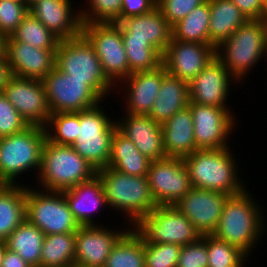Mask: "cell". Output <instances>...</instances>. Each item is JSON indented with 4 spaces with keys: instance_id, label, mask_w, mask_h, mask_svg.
<instances>
[{
    "instance_id": "1",
    "label": "cell",
    "mask_w": 267,
    "mask_h": 267,
    "mask_svg": "<svg viewBox=\"0 0 267 267\" xmlns=\"http://www.w3.org/2000/svg\"><path fill=\"white\" fill-rule=\"evenodd\" d=\"M247 190L246 188L227 198L218 226L212 235L250 255V251L256 247L255 244L259 243V238L265 234L263 230L267 229L260 205Z\"/></svg>"
},
{
    "instance_id": "2",
    "label": "cell",
    "mask_w": 267,
    "mask_h": 267,
    "mask_svg": "<svg viewBox=\"0 0 267 267\" xmlns=\"http://www.w3.org/2000/svg\"><path fill=\"white\" fill-rule=\"evenodd\" d=\"M232 155L230 148L227 147L197 149L185 156L183 160L192 187L218 191L229 196L243 192L246 187L237 173L239 171L236 166L237 161Z\"/></svg>"
},
{
    "instance_id": "3",
    "label": "cell",
    "mask_w": 267,
    "mask_h": 267,
    "mask_svg": "<svg viewBox=\"0 0 267 267\" xmlns=\"http://www.w3.org/2000/svg\"><path fill=\"white\" fill-rule=\"evenodd\" d=\"M107 205L125 214L134 227L156 204L145 176H131L111 167L97 170Z\"/></svg>"
},
{
    "instance_id": "4",
    "label": "cell",
    "mask_w": 267,
    "mask_h": 267,
    "mask_svg": "<svg viewBox=\"0 0 267 267\" xmlns=\"http://www.w3.org/2000/svg\"><path fill=\"white\" fill-rule=\"evenodd\" d=\"M267 56V23L247 20L215 48V56L238 82Z\"/></svg>"
},
{
    "instance_id": "5",
    "label": "cell",
    "mask_w": 267,
    "mask_h": 267,
    "mask_svg": "<svg viewBox=\"0 0 267 267\" xmlns=\"http://www.w3.org/2000/svg\"><path fill=\"white\" fill-rule=\"evenodd\" d=\"M96 174L97 170L72 145L56 144L47 139L44 142L38 173L42 190L63 191L92 179Z\"/></svg>"
},
{
    "instance_id": "6",
    "label": "cell",
    "mask_w": 267,
    "mask_h": 267,
    "mask_svg": "<svg viewBox=\"0 0 267 267\" xmlns=\"http://www.w3.org/2000/svg\"><path fill=\"white\" fill-rule=\"evenodd\" d=\"M55 67L73 79L85 81V84L102 101L109 95L112 88L116 90L104 74L92 45L82 34L59 41Z\"/></svg>"
},
{
    "instance_id": "7",
    "label": "cell",
    "mask_w": 267,
    "mask_h": 267,
    "mask_svg": "<svg viewBox=\"0 0 267 267\" xmlns=\"http://www.w3.org/2000/svg\"><path fill=\"white\" fill-rule=\"evenodd\" d=\"M46 141L43 126L30 125L22 132L0 138V184L16 185L18 176L40 171Z\"/></svg>"
},
{
    "instance_id": "8",
    "label": "cell",
    "mask_w": 267,
    "mask_h": 267,
    "mask_svg": "<svg viewBox=\"0 0 267 267\" xmlns=\"http://www.w3.org/2000/svg\"><path fill=\"white\" fill-rule=\"evenodd\" d=\"M99 104L80 111L78 137L72 145L75 151L96 170L108 167L111 143L116 121H113Z\"/></svg>"
},
{
    "instance_id": "9",
    "label": "cell",
    "mask_w": 267,
    "mask_h": 267,
    "mask_svg": "<svg viewBox=\"0 0 267 267\" xmlns=\"http://www.w3.org/2000/svg\"><path fill=\"white\" fill-rule=\"evenodd\" d=\"M33 189L26 186V220L29 223L45 235L75 233L80 228L62 191Z\"/></svg>"
},
{
    "instance_id": "10",
    "label": "cell",
    "mask_w": 267,
    "mask_h": 267,
    "mask_svg": "<svg viewBox=\"0 0 267 267\" xmlns=\"http://www.w3.org/2000/svg\"><path fill=\"white\" fill-rule=\"evenodd\" d=\"M148 243L185 246L202 235L174 205H158L133 227Z\"/></svg>"
},
{
    "instance_id": "11",
    "label": "cell",
    "mask_w": 267,
    "mask_h": 267,
    "mask_svg": "<svg viewBox=\"0 0 267 267\" xmlns=\"http://www.w3.org/2000/svg\"><path fill=\"white\" fill-rule=\"evenodd\" d=\"M81 34L92 45L107 79L117 88V83L132 73L120 26L117 23H84Z\"/></svg>"
},
{
    "instance_id": "12",
    "label": "cell",
    "mask_w": 267,
    "mask_h": 267,
    "mask_svg": "<svg viewBox=\"0 0 267 267\" xmlns=\"http://www.w3.org/2000/svg\"><path fill=\"white\" fill-rule=\"evenodd\" d=\"M51 114L80 112L103 101L85 84L56 67L42 79Z\"/></svg>"
},
{
    "instance_id": "13",
    "label": "cell",
    "mask_w": 267,
    "mask_h": 267,
    "mask_svg": "<svg viewBox=\"0 0 267 267\" xmlns=\"http://www.w3.org/2000/svg\"><path fill=\"white\" fill-rule=\"evenodd\" d=\"M147 180L157 205H175L192 188L183 158L151 161Z\"/></svg>"
},
{
    "instance_id": "14",
    "label": "cell",
    "mask_w": 267,
    "mask_h": 267,
    "mask_svg": "<svg viewBox=\"0 0 267 267\" xmlns=\"http://www.w3.org/2000/svg\"><path fill=\"white\" fill-rule=\"evenodd\" d=\"M194 123V139L198 149L227 148L229 134L236 128L235 116L230 108L201 105L190 102Z\"/></svg>"
},
{
    "instance_id": "15",
    "label": "cell",
    "mask_w": 267,
    "mask_h": 267,
    "mask_svg": "<svg viewBox=\"0 0 267 267\" xmlns=\"http://www.w3.org/2000/svg\"><path fill=\"white\" fill-rule=\"evenodd\" d=\"M2 93L29 125H46L51 112L42 80L13 75Z\"/></svg>"
},
{
    "instance_id": "16",
    "label": "cell",
    "mask_w": 267,
    "mask_h": 267,
    "mask_svg": "<svg viewBox=\"0 0 267 267\" xmlns=\"http://www.w3.org/2000/svg\"><path fill=\"white\" fill-rule=\"evenodd\" d=\"M228 197L229 195L222 192L192 187L174 206L190 220L201 235H212Z\"/></svg>"
},
{
    "instance_id": "17",
    "label": "cell",
    "mask_w": 267,
    "mask_h": 267,
    "mask_svg": "<svg viewBox=\"0 0 267 267\" xmlns=\"http://www.w3.org/2000/svg\"><path fill=\"white\" fill-rule=\"evenodd\" d=\"M215 57V47L209 43L172 41L162 55V64L174 77L190 82Z\"/></svg>"
},
{
    "instance_id": "18",
    "label": "cell",
    "mask_w": 267,
    "mask_h": 267,
    "mask_svg": "<svg viewBox=\"0 0 267 267\" xmlns=\"http://www.w3.org/2000/svg\"><path fill=\"white\" fill-rule=\"evenodd\" d=\"M100 224L80 226L75 232L76 256L74 267H104L111 249L128 231L110 230ZM115 231V232H114Z\"/></svg>"
},
{
    "instance_id": "19",
    "label": "cell",
    "mask_w": 267,
    "mask_h": 267,
    "mask_svg": "<svg viewBox=\"0 0 267 267\" xmlns=\"http://www.w3.org/2000/svg\"><path fill=\"white\" fill-rule=\"evenodd\" d=\"M236 79L215 56L189 85L190 102L228 108L230 84ZM231 82V83H230Z\"/></svg>"
},
{
    "instance_id": "20",
    "label": "cell",
    "mask_w": 267,
    "mask_h": 267,
    "mask_svg": "<svg viewBox=\"0 0 267 267\" xmlns=\"http://www.w3.org/2000/svg\"><path fill=\"white\" fill-rule=\"evenodd\" d=\"M56 50L34 47L8 36L6 55L14 76L42 80L55 68Z\"/></svg>"
},
{
    "instance_id": "21",
    "label": "cell",
    "mask_w": 267,
    "mask_h": 267,
    "mask_svg": "<svg viewBox=\"0 0 267 267\" xmlns=\"http://www.w3.org/2000/svg\"><path fill=\"white\" fill-rule=\"evenodd\" d=\"M121 120H116L117 130L128 138L149 160L166 158L161 124L149 115L124 113ZM127 115V116H126Z\"/></svg>"
},
{
    "instance_id": "22",
    "label": "cell",
    "mask_w": 267,
    "mask_h": 267,
    "mask_svg": "<svg viewBox=\"0 0 267 267\" xmlns=\"http://www.w3.org/2000/svg\"><path fill=\"white\" fill-rule=\"evenodd\" d=\"M70 2L39 0L29 7V12L60 40H67L81 35L83 25L80 11L74 13Z\"/></svg>"
},
{
    "instance_id": "23",
    "label": "cell",
    "mask_w": 267,
    "mask_h": 267,
    "mask_svg": "<svg viewBox=\"0 0 267 267\" xmlns=\"http://www.w3.org/2000/svg\"><path fill=\"white\" fill-rule=\"evenodd\" d=\"M163 80V64L153 70L133 72L122 81L125 85L126 113L149 115ZM128 86V87H127ZM127 104V105H126Z\"/></svg>"
},
{
    "instance_id": "24",
    "label": "cell",
    "mask_w": 267,
    "mask_h": 267,
    "mask_svg": "<svg viewBox=\"0 0 267 267\" xmlns=\"http://www.w3.org/2000/svg\"><path fill=\"white\" fill-rule=\"evenodd\" d=\"M117 24L122 39L149 40L162 54L173 38L172 26L158 7L147 14L123 19Z\"/></svg>"
},
{
    "instance_id": "25",
    "label": "cell",
    "mask_w": 267,
    "mask_h": 267,
    "mask_svg": "<svg viewBox=\"0 0 267 267\" xmlns=\"http://www.w3.org/2000/svg\"><path fill=\"white\" fill-rule=\"evenodd\" d=\"M80 226L99 225L92 215L107 206L101 179L96 174L92 179L62 191Z\"/></svg>"
},
{
    "instance_id": "26",
    "label": "cell",
    "mask_w": 267,
    "mask_h": 267,
    "mask_svg": "<svg viewBox=\"0 0 267 267\" xmlns=\"http://www.w3.org/2000/svg\"><path fill=\"white\" fill-rule=\"evenodd\" d=\"M166 157L184 158L198 148L194 139V123L190 107L177 111L161 125Z\"/></svg>"
},
{
    "instance_id": "27",
    "label": "cell",
    "mask_w": 267,
    "mask_h": 267,
    "mask_svg": "<svg viewBox=\"0 0 267 267\" xmlns=\"http://www.w3.org/2000/svg\"><path fill=\"white\" fill-rule=\"evenodd\" d=\"M189 103L188 82L169 74L163 66V80L149 116L162 125Z\"/></svg>"
},
{
    "instance_id": "28",
    "label": "cell",
    "mask_w": 267,
    "mask_h": 267,
    "mask_svg": "<svg viewBox=\"0 0 267 267\" xmlns=\"http://www.w3.org/2000/svg\"><path fill=\"white\" fill-rule=\"evenodd\" d=\"M209 44L215 48L248 19L231 0H209Z\"/></svg>"
},
{
    "instance_id": "29",
    "label": "cell",
    "mask_w": 267,
    "mask_h": 267,
    "mask_svg": "<svg viewBox=\"0 0 267 267\" xmlns=\"http://www.w3.org/2000/svg\"><path fill=\"white\" fill-rule=\"evenodd\" d=\"M151 160L117 129L114 132L108 167L131 176L147 177Z\"/></svg>"
},
{
    "instance_id": "30",
    "label": "cell",
    "mask_w": 267,
    "mask_h": 267,
    "mask_svg": "<svg viewBox=\"0 0 267 267\" xmlns=\"http://www.w3.org/2000/svg\"><path fill=\"white\" fill-rule=\"evenodd\" d=\"M26 220V187L0 184V239L7 237Z\"/></svg>"
},
{
    "instance_id": "31",
    "label": "cell",
    "mask_w": 267,
    "mask_h": 267,
    "mask_svg": "<svg viewBox=\"0 0 267 267\" xmlns=\"http://www.w3.org/2000/svg\"><path fill=\"white\" fill-rule=\"evenodd\" d=\"M45 234L27 220L22 222L6 239L7 248L16 252L32 267H40Z\"/></svg>"
},
{
    "instance_id": "32",
    "label": "cell",
    "mask_w": 267,
    "mask_h": 267,
    "mask_svg": "<svg viewBox=\"0 0 267 267\" xmlns=\"http://www.w3.org/2000/svg\"><path fill=\"white\" fill-rule=\"evenodd\" d=\"M130 228L111 249L104 267H145L144 239Z\"/></svg>"
},
{
    "instance_id": "33",
    "label": "cell",
    "mask_w": 267,
    "mask_h": 267,
    "mask_svg": "<svg viewBox=\"0 0 267 267\" xmlns=\"http://www.w3.org/2000/svg\"><path fill=\"white\" fill-rule=\"evenodd\" d=\"M75 233L45 235L40 267H74Z\"/></svg>"
},
{
    "instance_id": "34",
    "label": "cell",
    "mask_w": 267,
    "mask_h": 267,
    "mask_svg": "<svg viewBox=\"0 0 267 267\" xmlns=\"http://www.w3.org/2000/svg\"><path fill=\"white\" fill-rule=\"evenodd\" d=\"M209 0L194 8L189 15L172 26L173 39L184 42L209 43Z\"/></svg>"
},
{
    "instance_id": "35",
    "label": "cell",
    "mask_w": 267,
    "mask_h": 267,
    "mask_svg": "<svg viewBox=\"0 0 267 267\" xmlns=\"http://www.w3.org/2000/svg\"><path fill=\"white\" fill-rule=\"evenodd\" d=\"M130 71L153 70L162 65V53L149 41L122 39Z\"/></svg>"
},
{
    "instance_id": "36",
    "label": "cell",
    "mask_w": 267,
    "mask_h": 267,
    "mask_svg": "<svg viewBox=\"0 0 267 267\" xmlns=\"http://www.w3.org/2000/svg\"><path fill=\"white\" fill-rule=\"evenodd\" d=\"M11 37L18 42L28 43L41 49H57L60 41L30 12L22 19Z\"/></svg>"
},
{
    "instance_id": "37",
    "label": "cell",
    "mask_w": 267,
    "mask_h": 267,
    "mask_svg": "<svg viewBox=\"0 0 267 267\" xmlns=\"http://www.w3.org/2000/svg\"><path fill=\"white\" fill-rule=\"evenodd\" d=\"M78 126L80 112L51 114L44 126L46 139L56 144L73 145L78 137Z\"/></svg>"
},
{
    "instance_id": "38",
    "label": "cell",
    "mask_w": 267,
    "mask_h": 267,
    "mask_svg": "<svg viewBox=\"0 0 267 267\" xmlns=\"http://www.w3.org/2000/svg\"><path fill=\"white\" fill-rule=\"evenodd\" d=\"M208 267H244L249 257L237 246L207 235Z\"/></svg>"
},
{
    "instance_id": "39",
    "label": "cell",
    "mask_w": 267,
    "mask_h": 267,
    "mask_svg": "<svg viewBox=\"0 0 267 267\" xmlns=\"http://www.w3.org/2000/svg\"><path fill=\"white\" fill-rule=\"evenodd\" d=\"M88 9L80 10L84 23H119L123 0H87Z\"/></svg>"
},
{
    "instance_id": "40",
    "label": "cell",
    "mask_w": 267,
    "mask_h": 267,
    "mask_svg": "<svg viewBox=\"0 0 267 267\" xmlns=\"http://www.w3.org/2000/svg\"><path fill=\"white\" fill-rule=\"evenodd\" d=\"M181 245L144 240L145 267H177Z\"/></svg>"
},
{
    "instance_id": "41",
    "label": "cell",
    "mask_w": 267,
    "mask_h": 267,
    "mask_svg": "<svg viewBox=\"0 0 267 267\" xmlns=\"http://www.w3.org/2000/svg\"><path fill=\"white\" fill-rule=\"evenodd\" d=\"M30 125L0 92V138L22 132Z\"/></svg>"
},
{
    "instance_id": "42",
    "label": "cell",
    "mask_w": 267,
    "mask_h": 267,
    "mask_svg": "<svg viewBox=\"0 0 267 267\" xmlns=\"http://www.w3.org/2000/svg\"><path fill=\"white\" fill-rule=\"evenodd\" d=\"M28 13L27 5L13 0H0V31L11 36Z\"/></svg>"
},
{
    "instance_id": "43",
    "label": "cell",
    "mask_w": 267,
    "mask_h": 267,
    "mask_svg": "<svg viewBox=\"0 0 267 267\" xmlns=\"http://www.w3.org/2000/svg\"><path fill=\"white\" fill-rule=\"evenodd\" d=\"M177 267H208L207 235L181 247Z\"/></svg>"
},
{
    "instance_id": "44",
    "label": "cell",
    "mask_w": 267,
    "mask_h": 267,
    "mask_svg": "<svg viewBox=\"0 0 267 267\" xmlns=\"http://www.w3.org/2000/svg\"><path fill=\"white\" fill-rule=\"evenodd\" d=\"M207 0H157V7L163 17L173 26L190 12L205 3Z\"/></svg>"
},
{
    "instance_id": "45",
    "label": "cell",
    "mask_w": 267,
    "mask_h": 267,
    "mask_svg": "<svg viewBox=\"0 0 267 267\" xmlns=\"http://www.w3.org/2000/svg\"><path fill=\"white\" fill-rule=\"evenodd\" d=\"M157 7V0H123L120 21L147 14Z\"/></svg>"
},
{
    "instance_id": "46",
    "label": "cell",
    "mask_w": 267,
    "mask_h": 267,
    "mask_svg": "<svg viewBox=\"0 0 267 267\" xmlns=\"http://www.w3.org/2000/svg\"><path fill=\"white\" fill-rule=\"evenodd\" d=\"M248 20H263L265 0H231Z\"/></svg>"
},
{
    "instance_id": "47",
    "label": "cell",
    "mask_w": 267,
    "mask_h": 267,
    "mask_svg": "<svg viewBox=\"0 0 267 267\" xmlns=\"http://www.w3.org/2000/svg\"><path fill=\"white\" fill-rule=\"evenodd\" d=\"M2 267H32L16 252L7 248L2 262Z\"/></svg>"
},
{
    "instance_id": "48",
    "label": "cell",
    "mask_w": 267,
    "mask_h": 267,
    "mask_svg": "<svg viewBox=\"0 0 267 267\" xmlns=\"http://www.w3.org/2000/svg\"><path fill=\"white\" fill-rule=\"evenodd\" d=\"M12 76L13 74L11 72L7 55L0 56V92H3Z\"/></svg>"
},
{
    "instance_id": "49",
    "label": "cell",
    "mask_w": 267,
    "mask_h": 267,
    "mask_svg": "<svg viewBox=\"0 0 267 267\" xmlns=\"http://www.w3.org/2000/svg\"><path fill=\"white\" fill-rule=\"evenodd\" d=\"M7 39L8 36L0 31V56L7 54Z\"/></svg>"
},
{
    "instance_id": "50",
    "label": "cell",
    "mask_w": 267,
    "mask_h": 267,
    "mask_svg": "<svg viewBox=\"0 0 267 267\" xmlns=\"http://www.w3.org/2000/svg\"><path fill=\"white\" fill-rule=\"evenodd\" d=\"M7 250V243L6 240L0 239V267H2L3 257Z\"/></svg>"
},
{
    "instance_id": "51",
    "label": "cell",
    "mask_w": 267,
    "mask_h": 267,
    "mask_svg": "<svg viewBox=\"0 0 267 267\" xmlns=\"http://www.w3.org/2000/svg\"><path fill=\"white\" fill-rule=\"evenodd\" d=\"M263 20L267 23V0H265V9L263 14Z\"/></svg>"
},
{
    "instance_id": "52",
    "label": "cell",
    "mask_w": 267,
    "mask_h": 267,
    "mask_svg": "<svg viewBox=\"0 0 267 267\" xmlns=\"http://www.w3.org/2000/svg\"><path fill=\"white\" fill-rule=\"evenodd\" d=\"M37 1H39V0H27V6L30 7L31 5H33Z\"/></svg>"
},
{
    "instance_id": "53",
    "label": "cell",
    "mask_w": 267,
    "mask_h": 267,
    "mask_svg": "<svg viewBox=\"0 0 267 267\" xmlns=\"http://www.w3.org/2000/svg\"><path fill=\"white\" fill-rule=\"evenodd\" d=\"M13 1L21 3L23 5H27V0H13Z\"/></svg>"
}]
</instances>
